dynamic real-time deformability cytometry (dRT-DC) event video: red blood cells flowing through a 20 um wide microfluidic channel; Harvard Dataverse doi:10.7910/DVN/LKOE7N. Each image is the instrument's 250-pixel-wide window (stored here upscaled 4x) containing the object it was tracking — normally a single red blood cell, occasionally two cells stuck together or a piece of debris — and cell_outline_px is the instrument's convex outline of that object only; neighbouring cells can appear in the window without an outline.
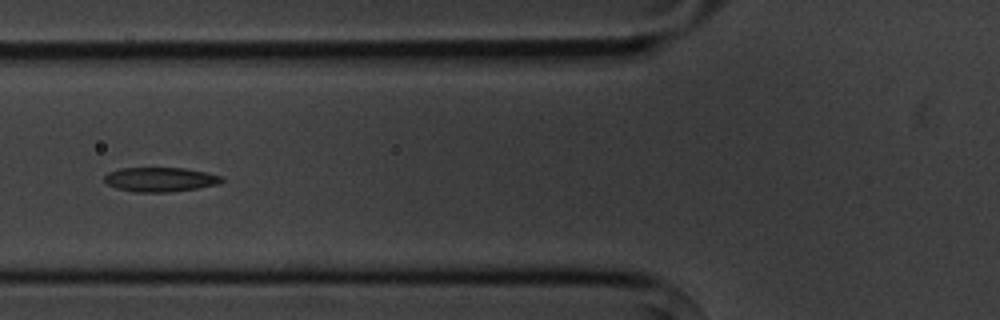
{"species": "common noctule bat (a hibernating species)", "species_latin": "Nyctalus noctula", "temperature_condition": "cold", "stored_images_in_passage": 6, "camera_frame_rate_fps": 3000, "um_per_image_px": 0.085, "animal": {"sex": "male", "body_mass_g": 20.1, "forearm_length_mm": 53.5}, "frame": {"image": 1, "passage_image": 5, "time_ms": 4.667, "image_size_px": [1000, 320], "cell_outline_px": [[224, 180], [220, 184], [196, 188], [168, 192], [136, 192], [116, 188], [108, 184], [104, 180], [104, 176], [108, 172], [120, 168], [184, 168], [204, 172], [220, 176]], "centroid_in_image_um": [13.59, 15.25], "position_along_channel_um": 112.2, "area_um2": 16.53}}
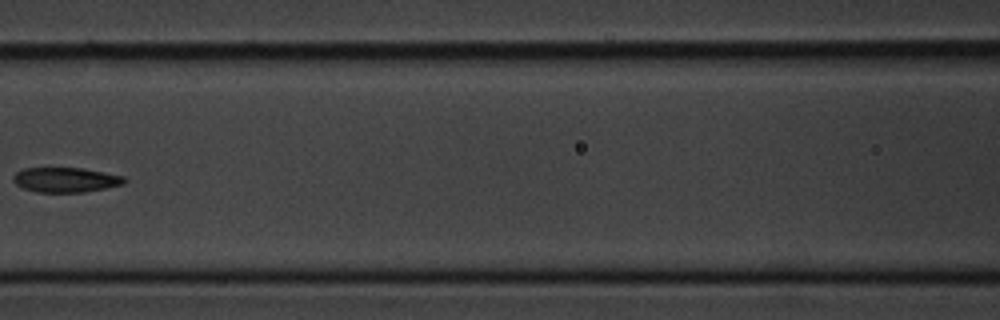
{"frame": {"image": 2, "passage_image": 6, "time_ms": 6.0, "image_size_px": [1000, 320], "cell_outline_px": [[128, 180], [124, 184], [84, 192], [36, 192], [24, 188], [16, 184], [12, 180], [12, 176], [16, 172], [24, 168], [84, 168], [124, 176]], "centroid_in_image_um": [5.58, 15.28], "position_along_channel_um": 161.0, "area_um2": 16.13}}